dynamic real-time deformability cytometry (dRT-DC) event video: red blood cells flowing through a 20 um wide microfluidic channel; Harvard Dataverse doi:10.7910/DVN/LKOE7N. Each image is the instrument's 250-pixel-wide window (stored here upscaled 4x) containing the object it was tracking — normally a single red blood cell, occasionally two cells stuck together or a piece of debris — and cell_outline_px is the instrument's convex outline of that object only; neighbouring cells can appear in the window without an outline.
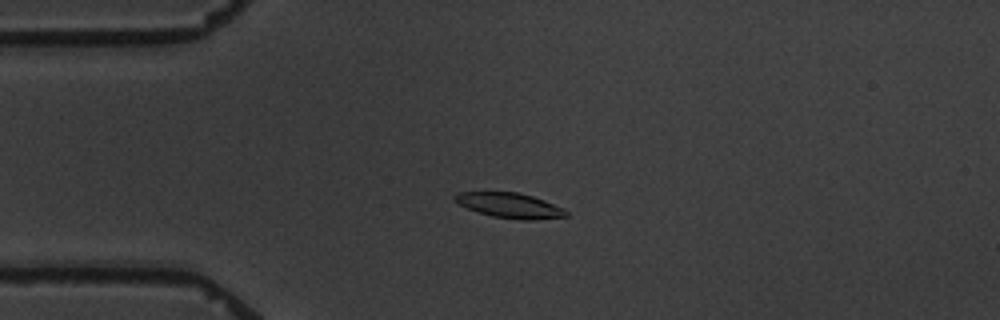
{"species": "common noctule bat (a hibernating species)", "species_latin": "Nyctalus noctula", "temperature_condition": "warm", "stored_images_in_passage": 3, "camera_frame_rate_fps": 3000, "um_per_image_px": 0.085, "animal": {"sex": "male", "body_mass_g": 19.5, "forearm_length_mm": 54.6}, "frame": {"image": 1, "passage_image": 2, "time_ms": 1.333, "image_size_px": [1000, 320], "cell_outline_px": [[568, 216], [532, 220], [524, 220], [492, 216], [468, 208], [460, 204], [452, 196], [456, 192], [516, 192], [532, 196], [544, 200], [564, 208], [568, 212]], "centroid_in_image_um": [43.36, 17.45], "position_along_channel_um": 41.6, "area_um2": 16.07}}